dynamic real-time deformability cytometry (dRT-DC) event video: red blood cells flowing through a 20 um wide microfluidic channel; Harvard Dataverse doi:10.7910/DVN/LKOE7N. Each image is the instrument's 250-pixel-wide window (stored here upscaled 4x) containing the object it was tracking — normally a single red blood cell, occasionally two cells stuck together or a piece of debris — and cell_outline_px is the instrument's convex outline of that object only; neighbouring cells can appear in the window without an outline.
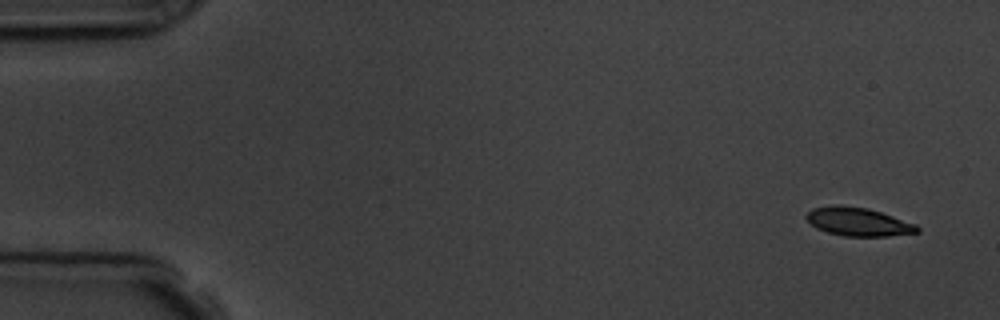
{"species": "common noctule bat (a hibernating species)", "species_latin": "Nyctalus noctula", "temperature_condition": "room temperature", "stored_images_in_passage": 6, "camera_frame_rate_fps": 3000, "um_per_image_px": 0.085, "animal": {"sex": "male", "body_mass_g": 19.5, "forearm_length_mm": 54.6}, "frame": {"image": 1, "passage_image": 1, "time_ms": 0.0, "image_size_px": [1000, 320], "cell_outline_px": [[920, 232], [888, 236], [844, 236], [828, 232], [816, 228], [804, 216], [812, 208], [832, 204], [840, 204], [868, 208], [916, 224], [920, 228]], "centroid_in_image_um": [72.93, 18.84], "position_along_channel_um": 12.1, "area_um2": 18.44}}
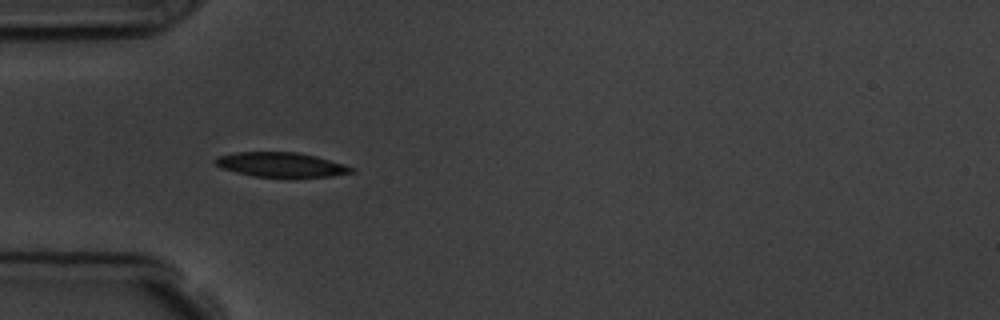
{"frame": {"image": 2, "passage_image": 5, "time_ms": 4.667, "image_size_px": [1000, 320], "cell_outline_px": [[356, 172], [332, 176], [292, 180], [252, 176], [220, 168], [212, 160], [220, 156], [236, 152], [296, 152], [316, 156], [344, 164], [356, 168]], "centroid_in_image_um": [23.95, 14.05], "position_along_channel_um": 61.0, "area_um2": 20.46}}